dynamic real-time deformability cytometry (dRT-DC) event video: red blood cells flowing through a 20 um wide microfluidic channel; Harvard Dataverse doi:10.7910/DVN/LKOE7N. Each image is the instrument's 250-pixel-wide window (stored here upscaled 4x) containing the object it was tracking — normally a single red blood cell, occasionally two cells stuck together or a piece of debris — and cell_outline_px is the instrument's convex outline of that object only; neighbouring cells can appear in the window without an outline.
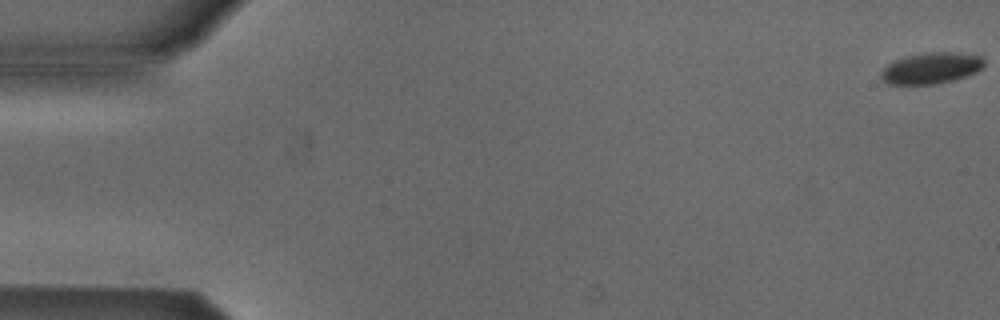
{"species": "Egyptian fruit bat (a non-hibernating species)", "species_latin": "Rousettus aegyptiacus", "temperature_condition": "cold", "stored_images_in_passage": 3, "camera_frame_rate_fps": 3000, "um_per_image_px": 0.085, "animal": {"sex": "male"}, "frame": {"image": 1, "passage_image": 1, "time_ms": 0.0, "image_size_px": [1000, 320], "cell_outline_px": [[984, 68], [976, 72], [952, 80], [936, 84], [888, 84], [880, 80], [880, 72], [888, 64], [904, 56], [924, 52], [960, 52], [984, 56]], "centroid_in_image_um": [79.16, 5.77], "position_along_channel_um": 5.8, "area_um2": 19.02}}